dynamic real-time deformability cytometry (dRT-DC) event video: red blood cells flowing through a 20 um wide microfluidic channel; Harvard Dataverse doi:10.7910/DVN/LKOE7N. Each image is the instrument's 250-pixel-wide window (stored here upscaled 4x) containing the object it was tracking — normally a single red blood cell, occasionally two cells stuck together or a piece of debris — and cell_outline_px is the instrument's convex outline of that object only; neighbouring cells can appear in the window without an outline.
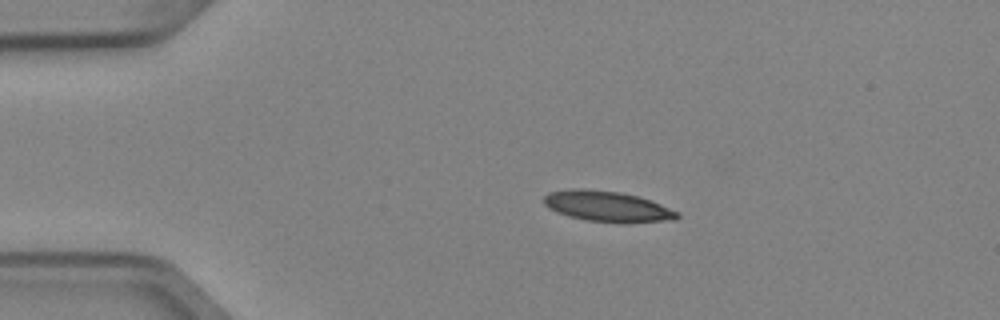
{"species": "Egyptian fruit bat (a non-hibernating species)", "species_latin": "Rousettus aegyptiacus", "temperature_condition": "cold", "stored_images_in_passage": 5, "camera_frame_rate_fps": 3000, "um_per_image_px": 0.085, "animal": {"sex": "female"}, "frame": {"image": 1, "passage_image": 2, "time_ms": 0.333, "image_size_px": [1000, 320], "cell_outline_px": [[680, 216], [676, 220], [624, 224], [588, 220], [556, 212], [548, 208], [544, 204], [544, 196], [548, 192], [572, 188], [584, 188], [620, 192], [636, 196], [660, 204], [680, 212]], "centroid_in_image_um": [51.65, 17.55], "position_along_channel_um": 33.3, "area_um2": 24.04}}
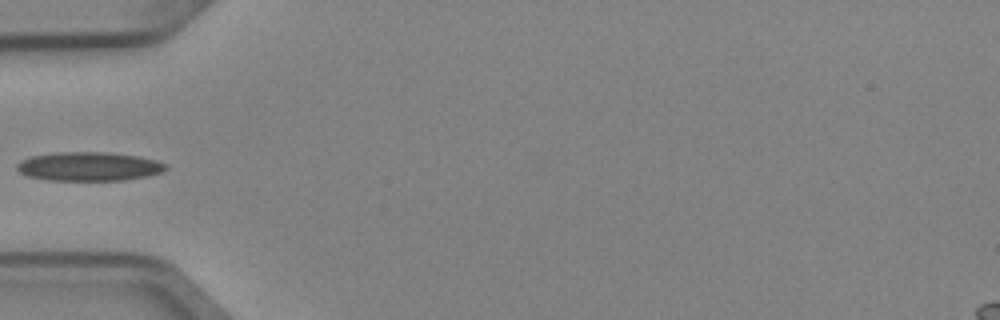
{"frame": {"image": 2, "passage_image": 4, "time_ms": 1.0, "image_size_px": [1000, 320], "cell_outline_px": [[168, 168], [160, 172], [148, 176], [124, 180], [48, 180], [28, 176], [20, 172], [16, 168], [16, 164], [20, 160], [32, 156], [60, 152], [108, 152], [140, 156], [156, 160], [164, 164]], "centroid_in_image_um": [7.55, 14.14], "position_along_channel_um": 77.4, "area_um2": 25.03}}
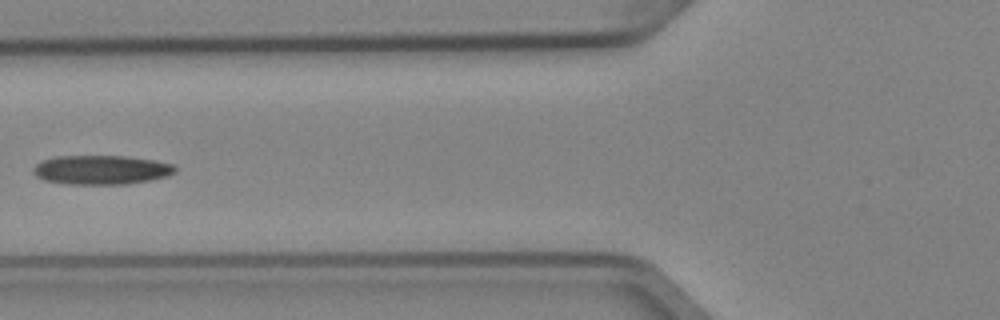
{"frame": {"image": 3, "passage_image": 5, "time_ms": 1.333, "image_size_px": [1000, 320], "cell_outline_px": [[176, 172], [168, 176], [148, 180], [124, 184], [68, 184], [44, 180], [36, 176], [32, 172], [32, 168], [36, 164], [44, 160], [56, 156], [124, 156], [156, 160], [172, 164], [176, 168]], "centroid_in_image_um": [8.6, 14.43], "position_along_channel_um": 117.2, "area_um2": 24.1}}